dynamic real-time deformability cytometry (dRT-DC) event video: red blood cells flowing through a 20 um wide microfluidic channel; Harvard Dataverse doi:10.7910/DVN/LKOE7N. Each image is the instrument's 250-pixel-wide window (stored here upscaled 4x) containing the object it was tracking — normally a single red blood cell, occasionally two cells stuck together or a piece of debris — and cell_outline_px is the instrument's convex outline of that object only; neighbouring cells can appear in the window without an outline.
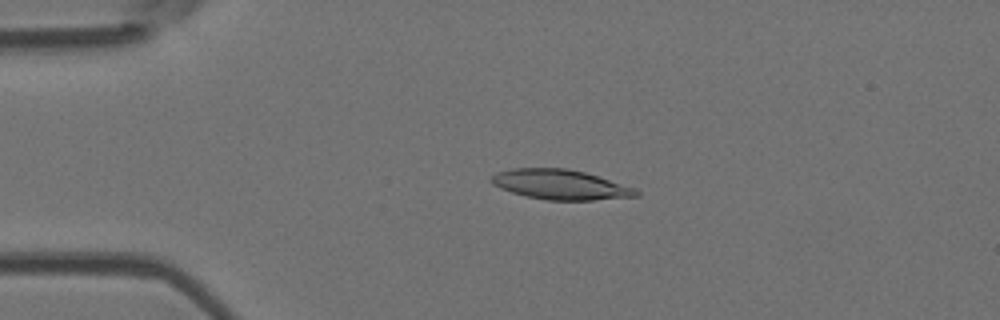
{"species": "Egyptian fruit bat (a non-hibernating species)", "species_latin": "Rousettus aegyptiacus", "temperature_condition": "room temperature", "stored_images_in_passage": 3, "camera_frame_rate_fps": 3000, "um_per_image_px": 0.085, "animal": {"sex": "female"}, "frame": {"image": 1, "passage_image": 3, "time_ms": 2.333, "image_size_px": [1000, 320], "cell_outline_px": [[640, 196], [592, 200], [548, 200], [528, 196], [512, 192], [500, 188], [492, 184], [488, 180], [496, 172], [512, 168], [564, 168], [584, 172], [636, 188], [640, 192]], "centroid_in_image_um": [47.62, 15.69], "position_along_channel_um": 37.4, "area_um2": 25.14}}